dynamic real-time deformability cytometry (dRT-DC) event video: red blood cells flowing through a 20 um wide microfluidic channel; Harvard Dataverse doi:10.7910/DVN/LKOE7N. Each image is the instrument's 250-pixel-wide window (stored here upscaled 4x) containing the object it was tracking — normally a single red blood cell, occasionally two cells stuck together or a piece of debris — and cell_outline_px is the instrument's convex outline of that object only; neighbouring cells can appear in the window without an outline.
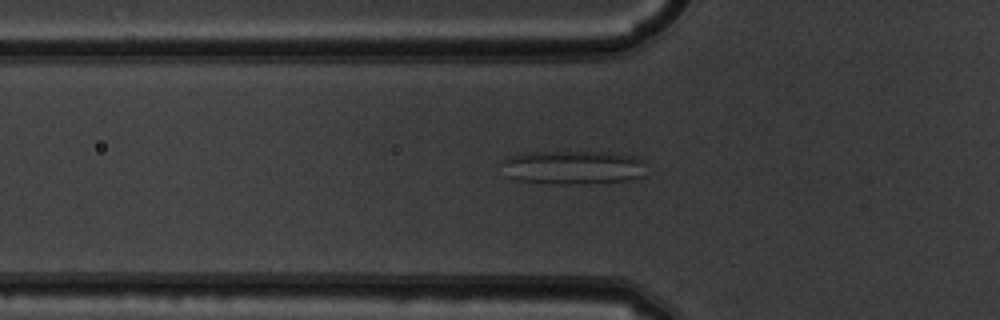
{"species": "common noctule bat (a hibernating species)", "species_latin": "Nyctalus noctula", "temperature_condition": "warm", "stored_images_in_passage": 53, "camera_frame_rate_fps": 3000, "um_per_image_px": 0.085, "animal": {"sex": "male", "body_mass_g": 19.5, "forearm_length_mm": 54.6}, "frame": {"image": 1, "passage_image": 19, "time_ms": 6.0, "image_size_px": [1000, 320], "cell_outline_px": [[644, 176], [628, 180], [580, 184], [548, 184], [516, 180], [508, 176], [500, 160], [508, 156], [524, 152], [608, 152], [636, 156], [644, 160]], "centroid_in_image_um": [48.69, 14.22], "position_along_channel_um": 77.1, "area_um2": 28.84}}
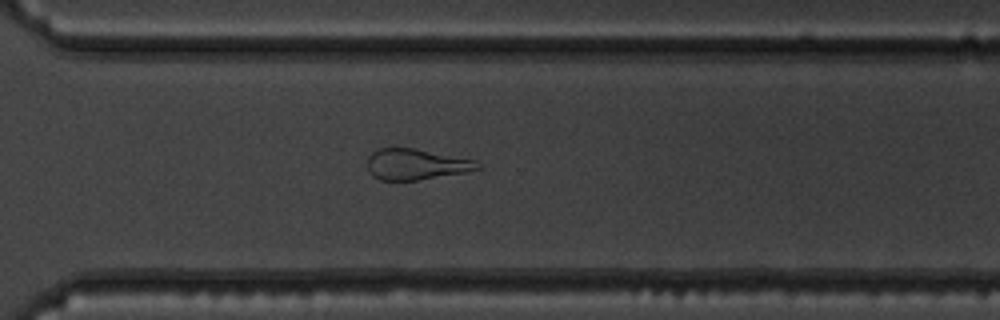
{"frame": {"image": 2, "passage_image": 39, "time_ms": 12.667, "image_size_px": [1000, 320], "cell_outline_px": [[484, 168], [468, 172], [416, 180], [380, 180], [372, 176], [368, 168], [368, 156], [372, 152], [380, 148], [412, 148], [476, 160]], "centroid_in_image_um": [35.39, 13.97], "position_along_channel_um": 335.2, "area_um2": 19.83}}
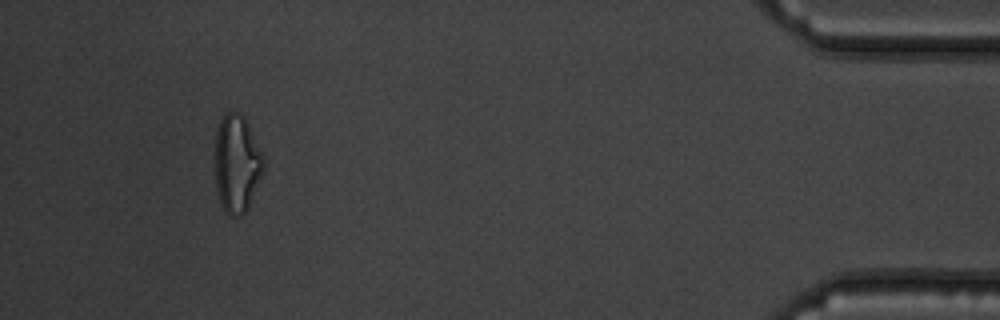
{"frame": {"image": 3, "passage_image": 50, "time_ms": 16.333, "image_size_px": [1000, 320], "cell_outline_px": [[264, 172], [248, 208], [240, 216], [232, 216], [224, 208], [220, 200], [216, 184], [216, 128], [224, 112], [232, 108], [244, 116], [264, 156]], "centroid_in_image_um": [20.15, 13.84], "position_along_channel_um": 415.0, "area_um2": 27.74}, "authors_computed_cell_mechanics": {"area_um2": 26.0678, "velocity_mm_per_s": 3.8713, "shape_relaxation_time_tau1_ms": null, "shape_relaxation_time_tau2_ms": 2.2614, "deformation_change_tau1": null, "deformation_change_tau2": 0.1427}}